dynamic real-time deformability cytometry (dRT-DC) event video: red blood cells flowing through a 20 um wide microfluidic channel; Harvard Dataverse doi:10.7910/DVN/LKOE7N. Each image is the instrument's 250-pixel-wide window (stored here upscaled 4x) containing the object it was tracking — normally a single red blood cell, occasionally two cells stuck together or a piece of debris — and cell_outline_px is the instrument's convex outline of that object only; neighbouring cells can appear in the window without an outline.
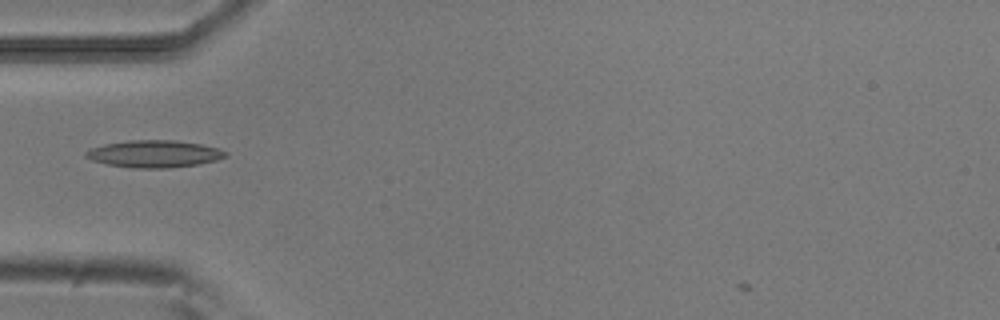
{"species": "common noctule bat (a hibernating species)", "species_latin": "Nyctalus noctula", "temperature_condition": "room temperature", "stored_images_in_passage": 35, "camera_frame_rate_fps": 3000, "um_per_image_px": 0.085, "animal": {"sex": "male", "body_mass_g": 20.5, "forearm_length_mm": 52.5}, "frame": {"image": 1, "passage_image": 1, "time_ms": 0.0, "image_size_px": [1000, 320], "cell_outline_px": [[228, 156], [216, 160], [200, 164], [168, 168], [132, 168], [108, 164], [92, 160], [84, 156], [84, 152], [92, 148], [104, 144], [128, 140], [176, 140], [200, 144], [216, 148], [228, 152]], "centroid_in_image_um": [13.11, 13.08], "position_along_channel_um": 71.9, "area_um2": 22.14}}
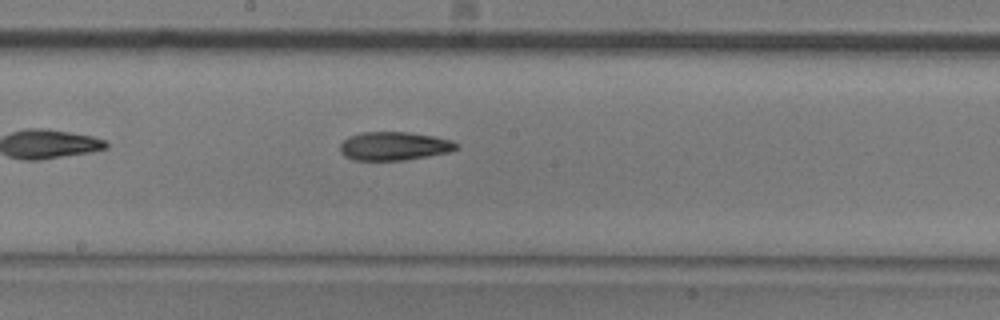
{"frame": {"image": 2, "passage_image": 12, "time_ms": 3.667, "image_size_px": [1000, 320], "cell_outline_px": [[460, 148], [448, 152], [428, 156], [404, 160], [352, 160], [344, 156], [340, 152], [340, 144], [348, 136], [364, 132], [408, 132], [432, 136], [452, 140], [460, 144]], "centroid_in_image_um": [33.51, 12.42], "position_along_channel_um": 214.7, "area_um2": 19.42}}
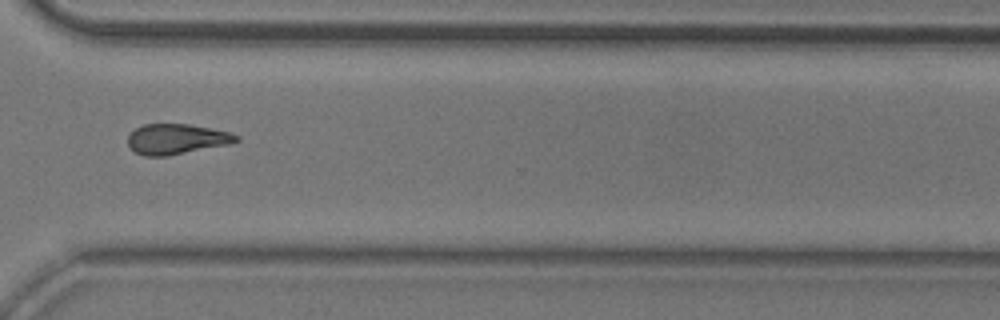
{"frame": {"image": 3, "passage_image": 23, "time_ms": 7.333, "image_size_px": [1000, 320], "cell_outline_px": [[240, 140], [228, 144], [168, 156], [144, 156], [136, 152], [128, 144], [128, 136], [136, 128], [144, 124], [188, 124], [228, 132], [240, 136]], "centroid_in_image_um": [15.0, 11.82], "position_along_channel_um": 355.6, "area_um2": 18.9}}